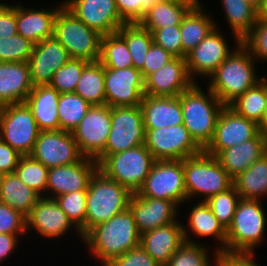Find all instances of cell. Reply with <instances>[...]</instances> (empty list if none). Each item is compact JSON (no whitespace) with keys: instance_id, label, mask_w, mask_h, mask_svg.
<instances>
[{"instance_id":"obj_1","label":"cell","mask_w":267,"mask_h":266,"mask_svg":"<svg viewBox=\"0 0 267 266\" xmlns=\"http://www.w3.org/2000/svg\"><path fill=\"white\" fill-rule=\"evenodd\" d=\"M83 241L103 266L138 247L140 234L132 211L128 207L107 222L94 226L83 236Z\"/></svg>"},{"instance_id":"obj_2","label":"cell","mask_w":267,"mask_h":266,"mask_svg":"<svg viewBox=\"0 0 267 266\" xmlns=\"http://www.w3.org/2000/svg\"><path fill=\"white\" fill-rule=\"evenodd\" d=\"M235 46L237 48L209 77L208 88L225 106L262 80L255 74L256 59L242 44Z\"/></svg>"},{"instance_id":"obj_3","label":"cell","mask_w":267,"mask_h":266,"mask_svg":"<svg viewBox=\"0 0 267 266\" xmlns=\"http://www.w3.org/2000/svg\"><path fill=\"white\" fill-rule=\"evenodd\" d=\"M207 89L208 94H205L195 82L180 94L183 125L202 149L212 140L218 116L225 106L209 88Z\"/></svg>"},{"instance_id":"obj_4","label":"cell","mask_w":267,"mask_h":266,"mask_svg":"<svg viewBox=\"0 0 267 266\" xmlns=\"http://www.w3.org/2000/svg\"><path fill=\"white\" fill-rule=\"evenodd\" d=\"M132 193L98 169L90 178L86 198L85 225L79 230L83 237L91 228L107 222L129 207Z\"/></svg>"},{"instance_id":"obj_5","label":"cell","mask_w":267,"mask_h":266,"mask_svg":"<svg viewBox=\"0 0 267 266\" xmlns=\"http://www.w3.org/2000/svg\"><path fill=\"white\" fill-rule=\"evenodd\" d=\"M260 200L241 199L227 229L226 253L253 254L261 242L266 216Z\"/></svg>"},{"instance_id":"obj_6","label":"cell","mask_w":267,"mask_h":266,"mask_svg":"<svg viewBox=\"0 0 267 266\" xmlns=\"http://www.w3.org/2000/svg\"><path fill=\"white\" fill-rule=\"evenodd\" d=\"M183 170L187 200L200 194L206 201L233 186V178L217 158L204 151L183 159Z\"/></svg>"},{"instance_id":"obj_7","label":"cell","mask_w":267,"mask_h":266,"mask_svg":"<svg viewBox=\"0 0 267 266\" xmlns=\"http://www.w3.org/2000/svg\"><path fill=\"white\" fill-rule=\"evenodd\" d=\"M155 161L145 144H142L106 156L98 164V170L133 194L142 188Z\"/></svg>"},{"instance_id":"obj_8","label":"cell","mask_w":267,"mask_h":266,"mask_svg":"<svg viewBox=\"0 0 267 266\" xmlns=\"http://www.w3.org/2000/svg\"><path fill=\"white\" fill-rule=\"evenodd\" d=\"M53 37L65 47L71 58L99 61L102 35L89 28L64 5L55 17Z\"/></svg>"},{"instance_id":"obj_9","label":"cell","mask_w":267,"mask_h":266,"mask_svg":"<svg viewBox=\"0 0 267 266\" xmlns=\"http://www.w3.org/2000/svg\"><path fill=\"white\" fill-rule=\"evenodd\" d=\"M145 126L140 105L111 107V128L104 151L95 159L99 164L106 156L145 143Z\"/></svg>"},{"instance_id":"obj_10","label":"cell","mask_w":267,"mask_h":266,"mask_svg":"<svg viewBox=\"0 0 267 266\" xmlns=\"http://www.w3.org/2000/svg\"><path fill=\"white\" fill-rule=\"evenodd\" d=\"M40 130L26 102L0 107V139L20 155H30Z\"/></svg>"},{"instance_id":"obj_11","label":"cell","mask_w":267,"mask_h":266,"mask_svg":"<svg viewBox=\"0 0 267 266\" xmlns=\"http://www.w3.org/2000/svg\"><path fill=\"white\" fill-rule=\"evenodd\" d=\"M142 197L165 199L178 206L187 201L183 160H157L138 191Z\"/></svg>"},{"instance_id":"obj_12","label":"cell","mask_w":267,"mask_h":266,"mask_svg":"<svg viewBox=\"0 0 267 266\" xmlns=\"http://www.w3.org/2000/svg\"><path fill=\"white\" fill-rule=\"evenodd\" d=\"M145 130L144 144L156 161L183 160L203 151L183 124Z\"/></svg>"},{"instance_id":"obj_13","label":"cell","mask_w":267,"mask_h":266,"mask_svg":"<svg viewBox=\"0 0 267 266\" xmlns=\"http://www.w3.org/2000/svg\"><path fill=\"white\" fill-rule=\"evenodd\" d=\"M111 128V107L91 106L79 125L72 131L80 153L96 159L105 149Z\"/></svg>"},{"instance_id":"obj_14","label":"cell","mask_w":267,"mask_h":266,"mask_svg":"<svg viewBox=\"0 0 267 266\" xmlns=\"http://www.w3.org/2000/svg\"><path fill=\"white\" fill-rule=\"evenodd\" d=\"M30 156L48 169L70 165L84 157L72 132L63 130L40 131Z\"/></svg>"},{"instance_id":"obj_15","label":"cell","mask_w":267,"mask_h":266,"mask_svg":"<svg viewBox=\"0 0 267 266\" xmlns=\"http://www.w3.org/2000/svg\"><path fill=\"white\" fill-rule=\"evenodd\" d=\"M259 132L256 122L242 117L229 106H224L218 116L213 138L203 151L216 156L223 150L253 139Z\"/></svg>"},{"instance_id":"obj_16","label":"cell","mask_w":267,"mask_h":266,"mask_svg":"<svg viewBox=\"0 0 267 266\" xmlns=\"http://www.w3.org/2000/svg\"><path fill=\"white\" fill-rule=\"evenodd\" d=\"M144 96V79L134 67L105 68V104L110 107L138 106Z\"/></svg>"},{"instance_id":"obj_17","label":"cell","mask_w":267,"mask_h":266,"mask_svg":"<svg viewBox=\"0 0 267 266\" xmlns=\"http://www.w3.org/2000/svg\"><path fill=\"white\" fill-rule=\"evenodd\" d=\"M66 1H63L64 6L71 13L102 36L116 33L126 24L117 10L115 0Z\"/></svg>"},{"instance_id":"obj_18","label":"cell","mask_w":267,"mask_h":266,"mask_svg":"<svg viewBox=\"0 0 267 266\" xmlns=\"http://www.w3.org/2000/svg\"><path fill=\"white\" fill-rule=\"evenodd\" d=\"M233 51V49L230 51L224 36L215 27L186 55V65L190 78L194 82V77L198 74L209 78Z\"/></svg>"},{"instance_id":"obj_19","label":"cell","mask_w":267,"mask_h":266,"mask_svg":"<svg viewBox=\"0 0 267 266\" xmlns=\"http://www.w3.org/2000/svg\"><path fill=\"white\" fill-rule=\"evenodd\" d=\"M194 83L189 76L186 59L174 57L144 79V95L175 97Z\"/></svg>"},{"instance_id":"obj_20","label":"cell","mask_w":267,"mask_h":266,"mask_svg":"<svg viewBox=\"0 0 267 266\" xmlns=\"http://www.w3.org/2000/svg\"><path fill=\"white\" fill-rule=\"evenodd\" d=\"M177 204L165 199L142 197L133 193L129 200L140 235L155 228L176 222Z\"/></svg>"},{"instance_id":"obj_21","label":"cell","mask_w":267,"mask_h":266,"mask_svg":"<svg viewBox=\"0 0 267 266\" xmlns=\"http://www.w3.org/2000/svg\"><path fill=\"white\" fill-rule=\"evenodd\" d=\"M70 58L65 47L54 37L34 44L32 54L27 62L33 86L49 85L54 72Z\"/></svg>"},{"instance_id":"obj_22","label":"cell","mask_w":267,"mask_h":266,"mask_svg":"<svg viewBox=\"0 0 267 266\" xmlns=\"http://www.w3.org/2000/svg\"><path fill=\"white\" fill-rule=\"evenodd\" d=\"M98 169L95 159L83 157L79 162L48 169L46 191L57 196L79 190H87L90 178Z\"/></svg>"},{"instance_id":"obj_23","label":"cell","mask_w":267,"mask_h":266,"mask_svg":"<svg viewBox=\"0 0 267 266\" xmlns=\"http://www.w3.org/2000/svg\"><path fill=\"white\" fill-rule=\"evenodd\" d=\"M45 195L38 199L31 213L26 217L27 231L33 228L46 238L64 236L74 225L54 198Z\"/></svg>"},{"instance_id":"obj_24","label":"cell","mask_w":267,"mask_h":266,"mask_svg":"<svg viewBox=\"0 0 267 266\" xmlns=\"http://www.w3.org/2000/svg\"><path fill=\"white\" fill-rule=\"evenodd\" d=\"M184 243V226L176 221L140 235L139 246L158 264L165 266Z\"/></svg>"},{"instance_id":"obj_25","label":"cell","mask_w":267,"mask_h":266,"mask_svg":"<svg viewBox=\"0 0 267 266\" xmlns=\"http://www.w3.org/2000/svg\"><path fill=\"white\" fill-rule=\"evenodd\" d=\"M33 88L27 62H0V107L25 102Z\"/></svg>"},{"instance_id":"obj_26","label":"cell","mask_w":267,"mask_h":266,"mask_svg":"<svg viewBox=\"0 0 267 266\" xmlns=\"http://www.w3.org/2000/svg\"><path fill=\"white\" fill-rule=\"evenodd\" d=\"M267 153V137L259 132L253 139L219 152L215 157L234 179Z\"/></svg>"},{"instance_id":"obj_27","label":"cell","mask_w":267,"mask_h":266,"mask_svg":"<svg viewBox=\"0 0 267 266\" xmlns=\"http://www.w3.org/2000/svg\"><path fill=\"white\" fill-rule=\"evenodd\" d=\"M140 107L145 128L183 124L180 95L175 97L144 95Z\"/></svg>"},{"instance_id":"obj_28","label":"cell","mask_w":267,"mask_h":266,"mask_svg":"<svg viewBox=\"0 0 267 266\" xmlns=\"http://www.w3.org/2000/svg\"><path fill=\"white\" fill-rule=\"evenodd\" d=\"M62 4L52 9H26L16 5L17 32L34 44L53 37L54 20Z\"/></svg>"},{"instance_id":"obj_29","label":"cell","mask_w":267,"mask_h":266,"mask_svg":"<svg viewBox=\"0 0 267 266\" xmlns=\"http://www.w3.org/2000/svg\"><path fill=\"white\" fill-rule=\"evenodd\" d=\"M60 93L50 85L35 86L27 96L30 107L40 131L60 130L58 99Z\"/></svg>"},{"instance_id":"obj_30","label":"cell","mask_w":267,"mask_h":266,"mask_svg":"<svg viewBox=\"0 0 267 266\" xmlns=\"http://www.w3.org/2000/svg\"><path fill=\"white\" fill-rule=\"evenodd\" d=\"M201 4L198 1L181 21L182 58H186V55L216 27L211 16L203 12Z\"/></svg>"},{"instance_id":"obj_31","label":"cell","mask_w":267,"mask_h":266,"mask_svg":"<svg viewBox=\"0 0 267 266\" xmlns=\"http://www.w3.org/2000/svg\"><path fill=\"white\" fill-rule=\"evenodd\" d=\"M41 196L26 186L15 173L1 175L0 202L28 216Z\"/></svg>"},{"instance_id":"obj_32","label":"cell","mask_w":267,"mask_h":266,"mask_svg":"<svg viewBox=\"0 0 267 266\" xmlns=\"http://www.w3.org/2000/svg\"><path fill=\"white\" fill-rule=\"evenodd\" d=\"M197 2L156 3L139 21V24L153 33L157 29L180 25L183 17Z\"/></svg>"},{"instance_id":"obj_33","label":"cell","mask_w":267,"mask_h":266,"mask_svg":"<svg viewBox=\"0 0 267 266\" xmlns=\"http://www.w3.org/2000/svg\"><path fill=\"white\" fill-rule=\"evenodd\" d=\"M241 199L261 200L267 196V153L233 179Z\"/></svg>"},{"instance_id":"obj_34","label":"cell","mask_w":267,"mask_h":266,"mask_svg":"<svg viewBox=\"0 0 267 266\" xmlns=\"http://www.w3.org/2000/svg\"><path fill=\"white\" fill-rule=\"evenodd\" d=\"M189 229L194 235L199 237H214L218 239L219 249L217 252H226V236L227 230L222 226L218 219L214 216L205 201H200L191 209L189 214Z\"/></svg>"},{"instance_id":"obj_35","label":"cell","mask_w":267,"mask_h":266,"mask_svg":"<svg viewBox=\"0 0 267 266\" xmlns=\"http://www.w3.org/2000/svg\"><path fill=\"white\" fill-rule=\"evenodd\" d=\"M74 92L91 106L105 105V68L99 61L84 66Z\"/></svg>"},{"instance_id":"obj_36","label":"cell","mask_w":267,"mask_h":266,"mask_svg":"<svg viewBox=\"0 0 267 266\" xmlns=\"http://www.w3.org/2000/svg\"><path fill=\"white\" fill-rule=\"evenodd\" d=\"M226 18L231 26L236 44L250 32L258 20V11L245 0H222Z\"/></svg>"},{"instance_id":"obj_37","label":"cell","mask_w":267,"mask_h":266,"mask_svg":"<svg viewBox=\"0 0 267 266\" xmlns=\"http://www.w3.org/2000/svg\"><path fill=\"white\" fill-rule=\"evenodd\" d=\"M266 103L267 82L262 77L260 82L245 91L228 106L242 117L252 120L259 125L264 115Z\"/></svg>"},{"instance_id":"obj_38","label":"cell","mask_w":267,"mask_h":266,"mask_svg":"<svg viewBox=\"0 0 267 266\" xmlns=\"http://www.w3.org/2000/svg\"><path fill=\"white\" fill-rule=\"evenodd\" d=\"M117 33L125 40L133 67L141 71L146 54L154 42L152 33L139 23H126L117 30Z\"/></svg>"},{"instance_id":"obj_39","label":"cell","mask_w":267,"mask_h":266,"mask_svg":"<svg viewBox=\"0 0 267 266\" xmlns=\"http://www.w3.org/2000/svg\"><path fill=\"white\" fill-rule=\"evenodd\" d=\"M99 62L104 68L133 67L132 57L125 40L117 32L101 37Z\"/></svg>"},{"instance_id":"obj_40","label":"cell","mask_w":267,"mask_h":266,"mask_svg":"<svg viewBox=\"0 0 267 266\" xmlns=\"http://www.w3.org/2000/svg\"><path fill=\"white\" fill-rule=\"evenodd\" d=\"M90 107L91 105L75 92L61 93L57 107L60 130L72 132Z\"/></svg>"},{"instance_id":"obj_41","label":"cell","mask_w":267,"mask_h":266,"mask_svg":"<svg viewBox=\"0 0 267 266\" xmlns=\"http://www.w3.org/2000/svg\"><path fill=\"white\" fill-rule=\"evenodd\" d=\"M14 173L41 197L46 192L48 168L30 155L21 156Z\"/></svg>"},{"instance_id":"obj_42","label":"cell","mask_w":267,"mask_h":266,"mask_svg":"<svg viewBox=\"0 0 267 266\" xmlns=\"http://www.w3.org/2000/svg\"><path fill=\"white\" fill-rule=\"evenodd\" d=\"M188 236H190L188 230L184 227L185 243L175 252L165 266H211L207 249Z\"/></svg>"},{"instance_id":"obj_43","label":"cell","mask_w":267,"mask_h":266,"mask_svg":"<svg viewBox=\"0 0 267 266\" xmlns=\"http://www.w3.org/2000/svg\"><path fill=\"white\" fill-rule=\"evenodd\" d=\"M241 196L236 191L234 185L214 196L208 198L205 203L209 206L214 216L227 230L232 223L233 216Z\"/></svg>"},{"instance_id":"obj_44","label":"cell","mask_w":267,"mask_h":266,"mask_svg":"<svg viewBox=\"0 0 267 266\" xmlns=\"http://www.w3.org/2000/svg\"><path fill=\"white\" fill-rule=\"evenodd\" d=\"M86 198L87 190L66 193L54 198L74 225L73 228L77 230L81 239L83 237L79 233V230L85 225L87 212Z\"/></svg>"},{"instance_id":"obj_45","label":"cell","mask_w":267,"mask_h":266,"mask_svg":"<svg viewBox=\"0 0 267 266\" xmlns=\"http://www.w3.org/2000/svg\"><path fill=\"white\" fill-rule=\"evenodd\" d=\"M88 61L70 58L62 67L54 72L50 86L60 94L74 92L81 77L84 66Z\"/></svg>"},{"instance_id":"obj_46","label":"cell","mask_w":267,"mask_h":266,"mask_svg":"<svg viewBox=\"0 0 267 266\" xmlns=\"http://www.w3.org/2000/svg\"><path fill=\"white\" fill-rule=\"evenodd\" d=\"M34 43L18 33L0 39V62H28Z\"/></svg>"},{"instance_id":"obj_47","label":"cell","mask_w":267,"mask_h":266,"mask_svg":"<svg viewBox=\"0 0 267 266\" xmlns=\"http://www.w3.org/2000/svg\"><path fill=\"white\" fill-rule=\"evenodd\" d=\"M241 44L255 59L267 61V21L258 19Z\"/></svg>"},{"instance_id":"obj_48","label":"cell","mask_w":267,"mask_h":266,"mask_svg":"<svg viewBox=\"0 0 267 266\" xmlns=\"http://www.w3.org/2000/svg\"><path fill=\"white\" fill-rule=\"evenodd\" d=\"M159 0H115L117 10L126 23H139Z\"/></svg>"},{"instance_id":"obj_49","label":"cell","mask_w":267,"mask_h":266,"mask_svg":"<svg viewBox=\"0 0 267 266\" xmlns=\"http://www.w3.org/2000/svg\"><path fill=\"white\" fill-rule=\"evenodd\" d=\"M154 43L161 46L174 57L182 58V40L180 25L167 26L155 30L153 33Z\"/></svg>"},{"instance_id":"obj_50","label":"cell","mask_w":267,"mask_h":266,"mask_svg":"<svg viewBox=\"0 0 267 266\" xmlns=\"http://www.w3.org/2000/svg\"><path fill=\"white\" fill-rule=\"evenodd\" d=\"M27 231L26 216L0 202V233L21 235Z\"/></svg>"},{"instance_id":"obj_51","label":"cell","mask_w":267,"mask_h":266,"mask_svg":"<svg viewBox=\"0 0 267 266\" xmlns=\"http://www.w3.org/2000/svg\"><path fill=\"white\" fill-rule=\"evenodd\" d=\"M104 266H161L140 246L110 260Z\"/></svg>"},{"instance_id":"obj_52","label":"cell","mask_w":267,"mask_h":266,"mask_svg":"<svg viewBox=\"0 0 267 266\" xmlns=\"http://www.w3.org/2000/svg\"><path fill=\"white\" fill-rule=\"evenodd\" d=\"M173 58V55L153 42L150 50L146 54L143 69L140 71L143 79L149 74L156 72Z\"/></svg>"},{"instance_id":"obj_53","label":"cell","mask_w":267,"mask_h":266,"mask_svg":"<svg viewBox=\"0 0 267 266\" xmlns=\"http://www.w3.org/2000/svg\"><path fill=\"white\" fill-rule=\"evenodd\" d=\"M17 33L16 5L0 3V39Z\"/></svg>"},{"instance_id":"obj_54","label":"cell","mask_w":267,"mask_h":266,"mask_svg":"<svg viewBox=\"0 0 267 266\" xmlns=\"http://www.w3.org/2000/svg\"><path fill=\"white\" fill-rule=\"evenodd\" d=\"M253 254L215 252V266H259L253 260Z\"/></svg>"},{"instance_id":"obj_55","label":"cell","mask_w":267,"mask_h":266,"mask_svg":"<svg viewBox=\"0 0 267 266\" xmlns=\"http://www.w3.org/2000/svg\"><path fill=\"white\" fill-rule=\"evenodd\" d=\"M22 155L0 139V174L14 173Z\"/></svg>"},{"instance_id":"obj_56","label":"cell","mask_w":267,"mask_h":266,"mask_svg":"<svg viewBox=\"0 0 267 266\" xmlns=\"http://www.w3.org/2000/svg\"><path fill=\"white\" fill-rule=\"evenodd\" d=\"M17 237L15 234L0 233V262L17 247Z\"/></svg>"},{"instance_id":"obj_57","label":"cell","mask_w":267,"mask_h":266,"mask_svg":"<svg viewBox=\"0 0 267 266\" xmlns=\"http://www.w3.org/2000/svg\"><path fill=\"white\" fill-rule=\"evenodd\" d=\"M260 132L267 137V103L264 110V115L262 117V121L259 124Z\"/></svg>"},{"instance_id":"obj_58","label":"cell","mask_w":267,"mask_h":266,"mask_svg":"<svg viewBox=\"0 0 267 266\" xmlns=\"http://www.w3.org/2000/svg\"><path fill=\"white\" fill-rule=\"evenodd\" d=\"M258 19L267 21V0L263 1L262 7L258 11Z\"/></svg>"},{"instance_id":"obj_59","label":"cell","mask_w":267,"mask_h":266,"mask_svg":"<svg viewBox=\"0 0 267 266\" xmlns=\"http://www.w3.org/2000/svg\"><path fill=\"white\" fill-rule=\"evenodd\" d=\"M249 5L253 6L257 11L262 7L264 0H245Z\"/></svg>"},{"instance_id":"obj_60","label":"cell","mask_w":267,"mask_h":266,"mask_svg":"<svg viewBox=\"0 0 267 266\" xmlns=\"http://www.w3.org/2000/svg\"><path fill=\"white\" fill-rule=\"evenodd\" d=\"M165 2H198L199 0H159Z\"/></svg>"}]
</instances>
